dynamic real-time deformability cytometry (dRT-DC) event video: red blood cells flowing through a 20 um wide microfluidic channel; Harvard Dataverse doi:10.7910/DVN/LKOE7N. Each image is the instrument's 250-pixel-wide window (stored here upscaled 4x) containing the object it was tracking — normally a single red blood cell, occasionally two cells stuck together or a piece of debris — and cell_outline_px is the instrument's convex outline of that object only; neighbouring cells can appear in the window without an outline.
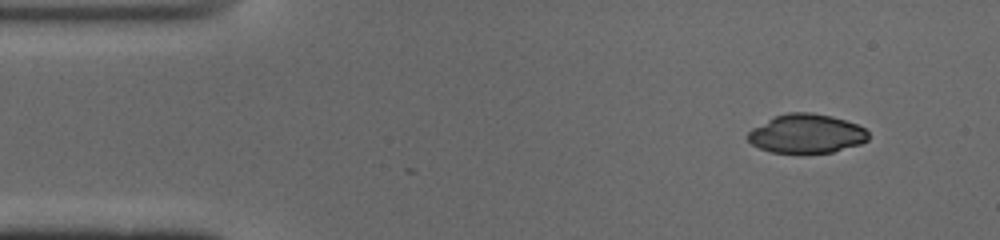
{"species": "common noctule bat (a hibernating species)", "species_latin": "Nyctalus noctula", "temperature_condition": "cold", "stored_images_in_passage": 2, "camera_frame_rate_fps": 3000, "um_per_image_px": 0.085, "animal": {"sex": "male", "body_mass_g": 19.0, "forearm_length_mm": 50.8}, "frame": {"image": 1, "passage_image": 2, "time_ms": 0.333, "image_size_px": [1000, 240], "cell_outline_px": [[868, 140], [860, 144], [832, 152], [772, 152], [760, 148], [752, 144], [748, 140], [748, 132], [752, 128], [776, 116], [788, 112], [812, 112], [832, 116], [856, 124], [864, 128], [868, 132]], "centroid_in_image_um": [68.56, 11.35], "position_along_channel_um": 16.4, "area_um2": 27.05}}